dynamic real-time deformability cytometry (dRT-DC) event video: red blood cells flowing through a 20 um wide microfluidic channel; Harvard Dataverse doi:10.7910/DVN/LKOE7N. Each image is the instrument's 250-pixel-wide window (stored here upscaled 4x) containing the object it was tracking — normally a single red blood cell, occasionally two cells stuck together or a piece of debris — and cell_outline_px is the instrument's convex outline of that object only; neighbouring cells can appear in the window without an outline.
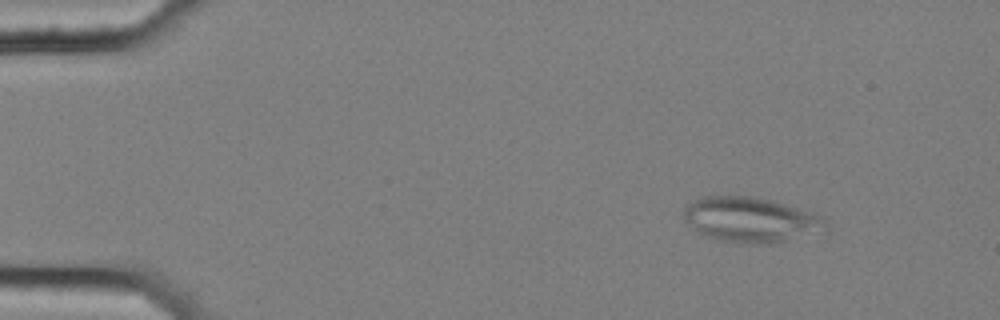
{"species": "common noctule bat (a hibernating species)", "species_latin": "Nyctalus noctula", "temperature_condition": "cold", "stored_images_in_passage": 56, "segment_of_instrument_passage": [1, 2], "camera_frame_rate_fps": 3000, "um_per_image_px": 0.085, "animal": {"sex": "female", "body_mass_g": 25.1}, "frame": {"image": 1, "passage_image": 7, "time_ms": 2.0, "image_size_px": [1000, 320], "cell_outline_px": [[824, 224], [776, 244], [740, 244], [712, 240], [704, 236], [684, 220], [684, 208], [688, 204], [704, 196], [748, 196], [772, 200], [812, 212], [820, 216], [824, 220]], "centroid_in_image_um": [63.62, 18.67], "position_along_channel_um": 21.4, "area_um2": 36.36}}